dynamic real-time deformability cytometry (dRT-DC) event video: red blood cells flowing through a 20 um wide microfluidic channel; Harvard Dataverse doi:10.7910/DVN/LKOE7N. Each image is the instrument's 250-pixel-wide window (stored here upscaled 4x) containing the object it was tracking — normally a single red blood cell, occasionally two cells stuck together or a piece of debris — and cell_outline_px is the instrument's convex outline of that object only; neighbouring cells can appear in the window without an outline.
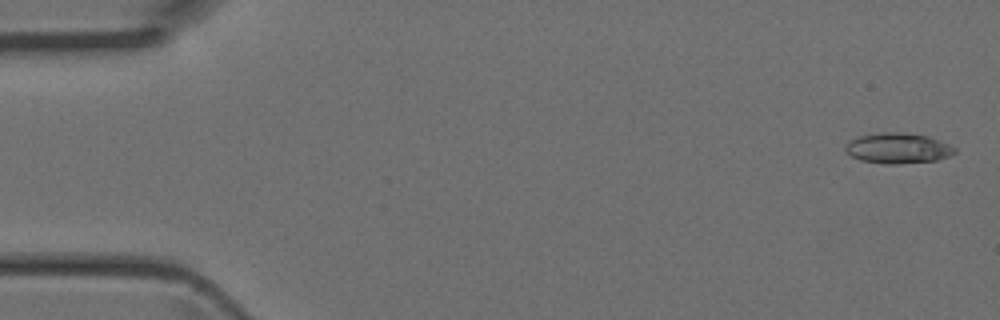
{"species": "Egyptian fruit bat (a non-hibernating species)", "species_latin": "Rousettus aegyptiacus", "temperature_condition": "room temperature", "stored_images_in_passage": 4, "camera_frame_rate_fps": 3000, "um_per_image_px": 0.085, "animal": {"sex": "female"}, "frame": {"image": 1, "passage_image": 1, "time_ms": 0.0, "image_size_px": [1000, 320], "cell_outline_px": [[956, 152], [948, 156], [936, 160], [896, 164], [884, 164], [860, 160], [852, 156], [844, 148], [844, 144], [848, 140], [860, 136], [880, 132], [900, 132], [928, 136], [948, 144], [956, 148]], "centroid_in_image_um": [76.29, 12.59], "position_along_channel_um": 8.7, "area_um2": 19.36}}
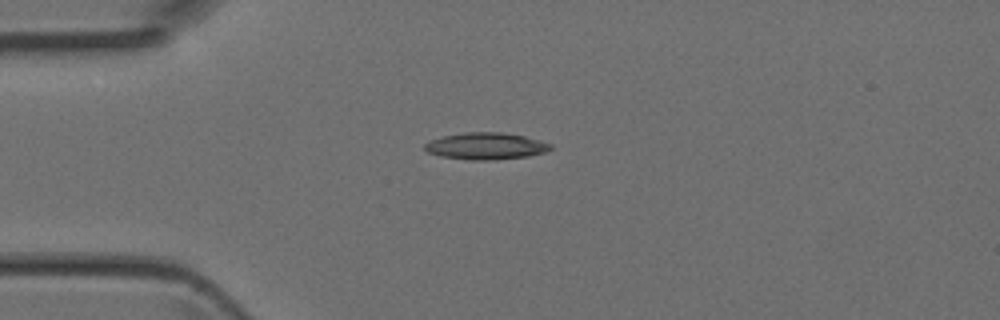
{"frame": {"image": 2, "passage_image": 4, "time_ms": 1.0, "image_size_px": [1000, 320], "cell_outline_px": [[552, 148], [544, 152], [528, 156], [492, 160], [472, 160], [440, 156], [428, 152], [424, 148], [424, 144], [432, 140], [444, 136], [464, 132], [500, 132], [524, 136], [540, 140], [552, 144]], "centroid_in_image_um": [41.31, 12.41], "position_along_channel_um": 43.7, "area_um2": 19.54}}